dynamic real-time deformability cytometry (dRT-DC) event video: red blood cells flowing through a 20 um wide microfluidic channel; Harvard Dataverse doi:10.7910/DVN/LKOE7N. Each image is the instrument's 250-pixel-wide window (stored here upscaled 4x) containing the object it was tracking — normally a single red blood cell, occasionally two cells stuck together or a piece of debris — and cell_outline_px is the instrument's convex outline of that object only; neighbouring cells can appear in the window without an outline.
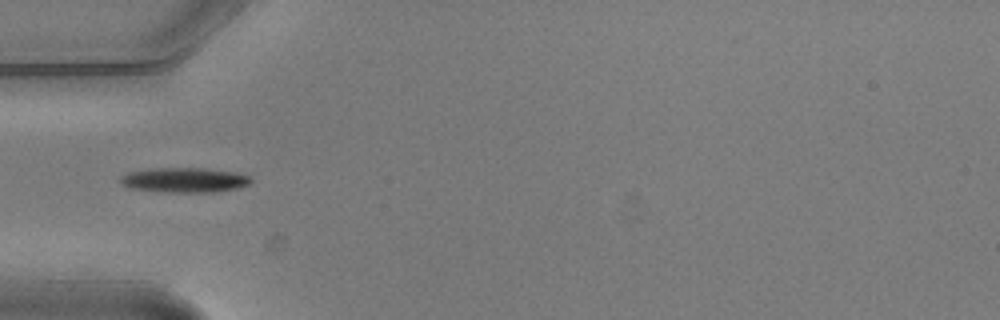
{"species": "common noctule bat (a hibernating species)", "species_latin": "Nyctalus noctula", "temperature_condition": "warm", "stored_images_in_passage": 1, "camera_frame_rate_fps": 3000, "um_per_image_px": 0.085, "animal": {"sex": "male", "body_mass_g": 20.5, "forearm_length_mm": 52.5}, "frame": {"image": 1, "passage_image": 1, "time_ms": 0.0, "image_size_px": [1000, 320], "cell_outline_px": [[252, 180], [248, 184], [240, 188], [216, 192], [164, 192], [132, 188], [124, 184], [120, 180], [120, 176], [128, 172], [148, 168], [208, 168], [236, 172], [248, 176]], "centroid_in_image_um": [15.7, 15.29], "position_along_channel_um": 69.3, "area_um2": 18.96}}